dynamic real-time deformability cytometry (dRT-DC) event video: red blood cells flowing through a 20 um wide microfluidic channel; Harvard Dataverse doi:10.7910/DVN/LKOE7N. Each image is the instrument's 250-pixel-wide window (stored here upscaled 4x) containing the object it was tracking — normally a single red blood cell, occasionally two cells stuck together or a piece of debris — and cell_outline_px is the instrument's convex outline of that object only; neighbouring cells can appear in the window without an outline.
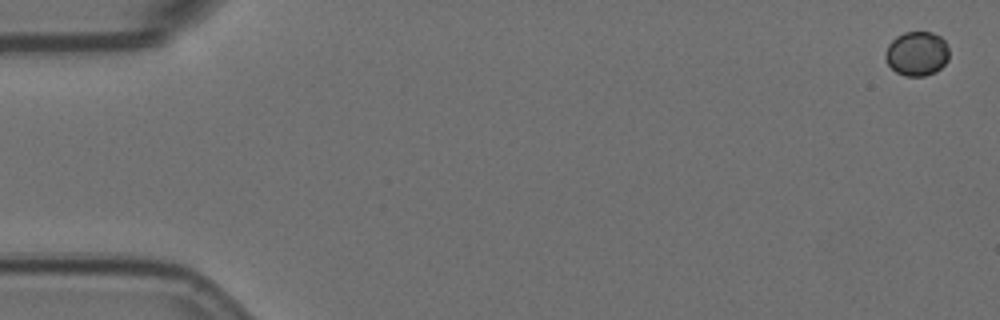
{"species": "Egyptian fruit bat (a non-hibernating species)", "species_latin": "Rousettus aegyptiacus", "temperature_condition": "room temperature", "stored_images_in_passage": 7, "camera_frame_rate_fps": 3000, "um_per_image_px": 0.085, "animal": {"sex": "female"}, "frame": {"image": 1, "passage_image": 1, "time_ms": 0.0, "image_size_px": [1000, 320], "cell_outline_px": [[948, 60], [936, 72], [924, 76], [904, 76], [896, 72], [888, 64], [884, 56], [884, 52], [888, 44], [896, 36], [904, 32], [932, 32], [940, 36], [944, 40], [948, 48]], "centroid_in_image_um": [77.92, 4.56], "position_along_channel_um": 7.1, "area_um2": 16.59}}
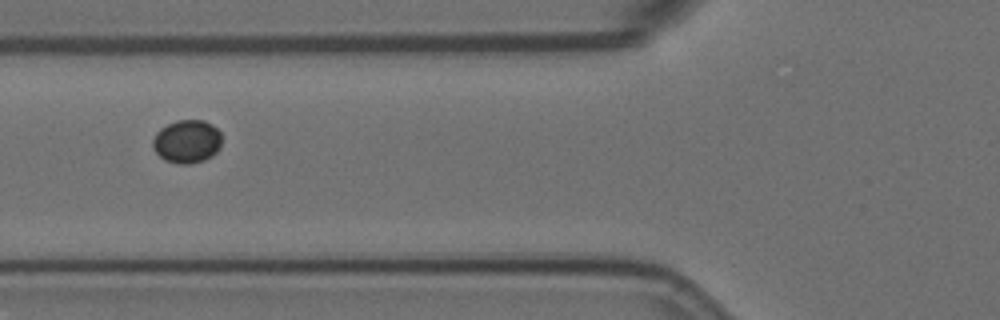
{"frame": {"image": 2, "passage_image": 7, "time_ms": 2.0, "image_size_px": [1000, 320], "cell_outline_px": [[220, 148], [212, 156], [204, 160], [188, 164], [180, 164], [164, 160], [152, 148], [152, 140], [156, 132], [160, 128], [176, 120], [204, 120], [212, 124], [220, 132]], "centroid_in_image_um": [15.87, 12.02], "position_along_channel_um": 109.9, "area_um2": 17.46}}